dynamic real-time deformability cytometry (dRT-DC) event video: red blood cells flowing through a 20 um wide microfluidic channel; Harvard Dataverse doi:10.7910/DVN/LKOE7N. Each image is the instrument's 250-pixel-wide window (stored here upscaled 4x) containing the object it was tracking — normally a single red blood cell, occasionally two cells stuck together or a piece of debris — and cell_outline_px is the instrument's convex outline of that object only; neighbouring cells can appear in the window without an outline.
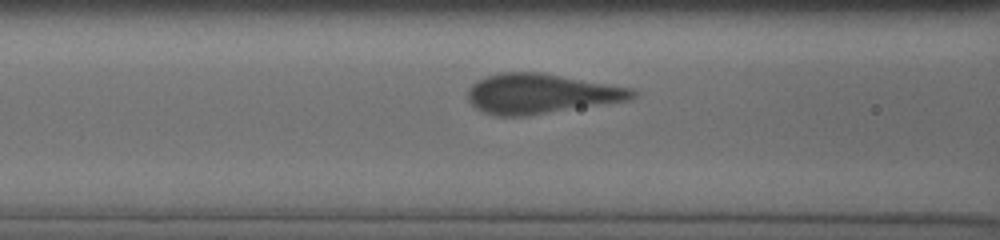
{"species": "human", "species_latin": "Homo sapiens", "temperature_condition": "cold", "stored_images_in_passage": 26, "camera_frame_rate_fps": 3000, "um_per_image_px": 0.085, "donor": {"sex": "male"}, "frame": {"image": 1, "passage_image": 14, "time_ms": 4.333, "image_size_px": [1000, 240], "cell_outline_px": [[636, 96], [628, 100], [528, 116], [496, 116], [484, 112], [476, 108], [468, 100], [468, 88], [476, 80], [484, 76], [500, 72], [540, 72], [628, 88], [636, 92]], "centroid_in_image_um": [45.88, 7.97], "position_along_channel_um": 120.7, "area_um2": 37.97}}
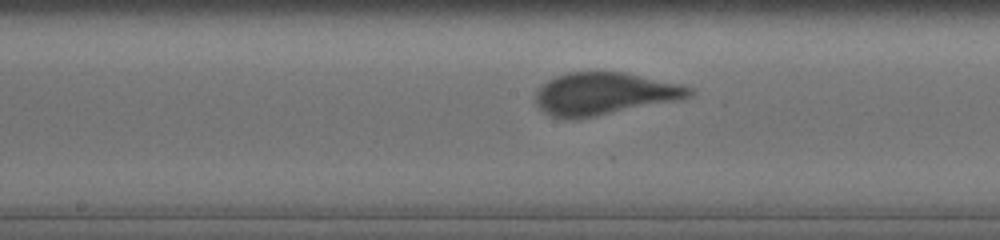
{"frame": {"image": 2, "passage_image": 20, "time_ms": 6.333, "image_size_px": [1000, 240], "cell_outline_px": [[692, 92], [688, 96], [672, 100], [596, 116], [548, 116], [536, 104], [536, 92], [548, 80], [564, 72], [624, 72], [684, 84], [692, 88]], "centroid_in_image_um": [51.35, 7.92], "position_along_channel_um": 196.9, "area_um2": 36.88}}
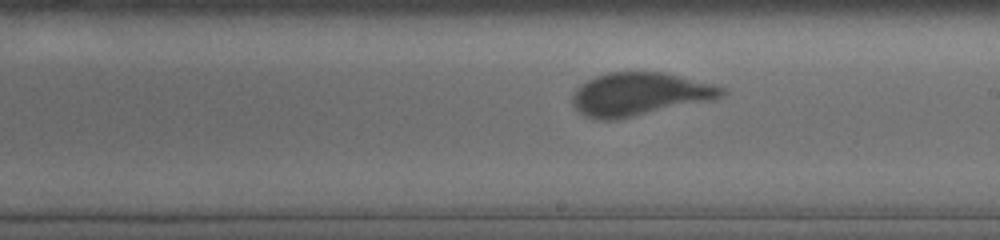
{"frame": {"image": 3, "passage_image": 23, "time_ms": 7.333, "image_size_px": [1000, 240], "cell_outline_px": [[724, 96], [712, 100], [612, 120], [600, 120], [584, 116], [572, 104], [572, 96], [576, 88], [580, 84], [596, 76], [608, 72], [660, 72], [712, 84], [724, 88]], "centroid_in_image_um": [54.31, 8.0], "position_along_channel_um": 234.7, "area_um2": 36.93}}